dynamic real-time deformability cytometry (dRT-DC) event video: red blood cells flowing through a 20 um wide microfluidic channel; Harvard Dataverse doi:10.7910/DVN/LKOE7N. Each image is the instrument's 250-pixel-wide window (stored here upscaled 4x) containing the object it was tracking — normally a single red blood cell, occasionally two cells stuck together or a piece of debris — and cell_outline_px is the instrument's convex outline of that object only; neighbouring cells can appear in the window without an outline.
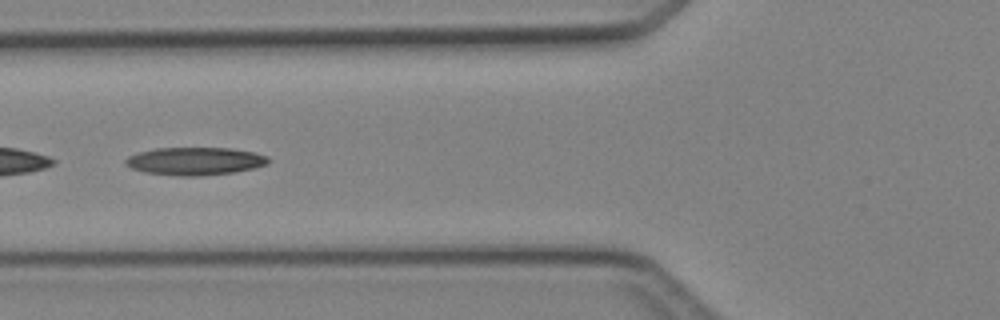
{"species": "Egyptian fruit bat (a non-hibernating species)", "species_latin": "Rousettus aegyptiacus", "temperature_condition": "cold", "stored_images_in_passage": 7, "camera_frame_rate_fps": 3000, "um_per_image_px": 0.085, "animal": {"sex": "female"}, "frame": {"image": 1, "passage_image": 6, "time_ms": 6.0, "image_size_px": [1000, 320], "cell_outline_px": [[272, 160], [268, 164], [236, 172], [200, 176], [180, 176], [144, 172], [132, 168], [124, 164], [124, 160], [128, 156], [140, 152], [156, 148], [228, 148], [252, 152], [268, 156]], "centroid_in_image_um": [16.58, 13.7], "position_along_channel_um": 109.2, "area_um2": 23.18}}
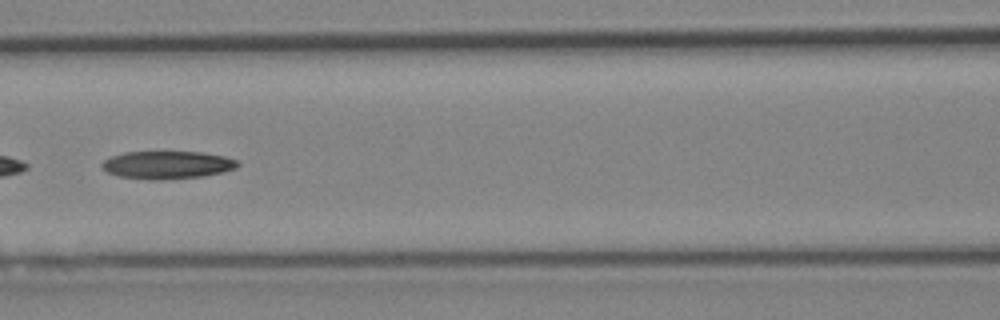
{"frame": {"image": 2, "passage_image": 7, "time_ms": 7.0, "image_size_px": [1000, 320], "cell_outline_px": [[240, 164], [236, 168], [224, 172], [204, 176], [160, 180], [148, 180], [120, 176], [108, 172], [100, 164], [104, 160], [112, 156], [124, 152], [200, 152], [224, 156], [236, 160]], "centroid_in_image_um": [14.23, 14.02], "position_along_channel_um": 152.4, "area_um2": 21.96}}